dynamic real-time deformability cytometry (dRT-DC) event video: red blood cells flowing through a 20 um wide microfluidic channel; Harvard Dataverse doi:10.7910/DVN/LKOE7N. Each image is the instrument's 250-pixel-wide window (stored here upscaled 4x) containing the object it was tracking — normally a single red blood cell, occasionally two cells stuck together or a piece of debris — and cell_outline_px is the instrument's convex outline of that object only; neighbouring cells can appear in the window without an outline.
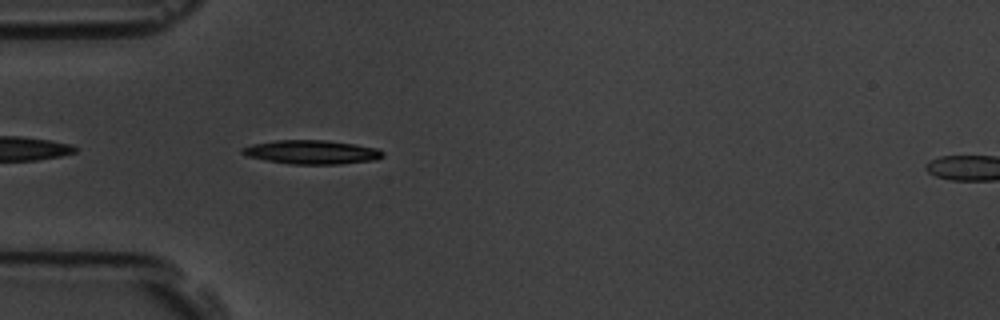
{"species": "common noctule bat (a hibernating species)", "species_latin": "Nyctalus noctula", "temperature_condition": "room temperature", "stored_images_in_passage": 6, "segment_of_instrument_passage": [1, 2], "camera_frame_rate_fps": 3000, "um_per_image_px": 0.085, "animal": {"sex": "male", "body_mass_g": 19.5, "forearm_length_mm": 54.6}, "frame": {"image": 1, "passage_image": 5, "time_ms": 4.667, "image_size_px": [1000, 320], "cell_outline_px": [[384, 156], [376, 160], [340, 164], [292, 164], [244, 156], [240, 152], [240, 148], [252, 144], [276, 140], [328, 140], [356, 144], [376, 148], [384, 152]], "centroid_in_image_um": [26.49, 12.92], "position_along_channel_um": 58.5, "area_um2": 19.71}}